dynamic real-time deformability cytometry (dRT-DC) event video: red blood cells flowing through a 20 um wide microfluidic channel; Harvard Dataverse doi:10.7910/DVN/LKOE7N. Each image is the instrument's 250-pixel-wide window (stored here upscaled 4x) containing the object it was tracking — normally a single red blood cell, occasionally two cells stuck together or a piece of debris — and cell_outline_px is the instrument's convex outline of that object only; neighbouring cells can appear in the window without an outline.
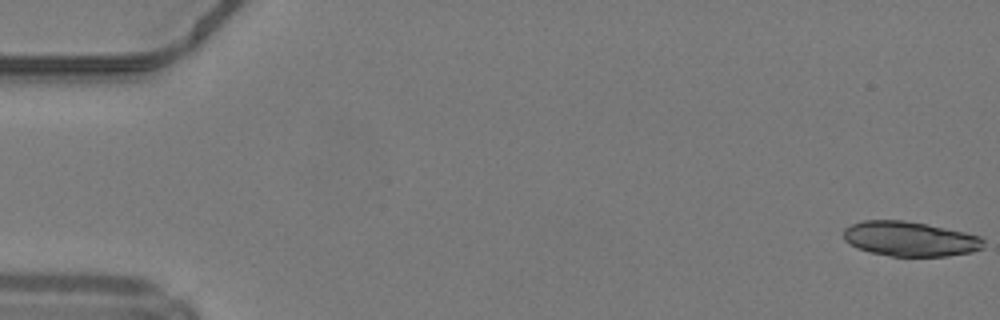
{"species": "common noctule bat (a hibernating species)", "species_latin": "Nyctalus noctula", "temperature_condition": "warm", "stored_images_in_passage": 14, "camera_frame_rate_fps": 3000, "um_per_image_px": 0.085, "animal": {"sex": "male", "body_mass_g": 19.2, "forearm_length_mm": 51.8}, "frame": {"image": 1, "passage_image": 1, "time_ms": 0.0, "image_size_px": [1000, 320], "cell_outline_px": [[984, 248], [972, 252], [948, 256], [892, 256], [872, 252], [856, 248], [844, 240], [844, 228], [852, 224], [864, 220], [904, 220], [964, 232], [980, 236], [984, 240]], "centroid_in_image_um": [77.35, 20.31], "position_along_channel_um": 7.6, "area_um2": 28.26}}